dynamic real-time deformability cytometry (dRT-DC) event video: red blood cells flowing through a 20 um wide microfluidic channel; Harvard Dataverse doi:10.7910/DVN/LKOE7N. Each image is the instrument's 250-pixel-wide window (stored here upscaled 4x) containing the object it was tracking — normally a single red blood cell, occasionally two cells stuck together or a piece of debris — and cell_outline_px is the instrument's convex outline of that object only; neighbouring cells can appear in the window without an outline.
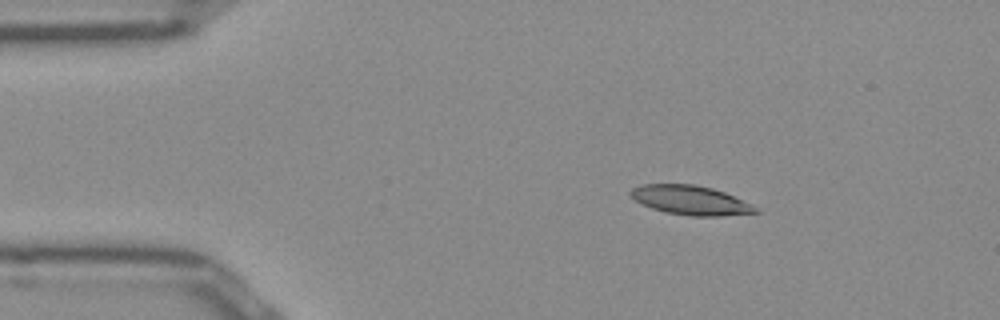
{"species": "Egyptian fruit bat (a non-hibernating species)", "species_latin": "Rousettus aegyptiacus", "temperature_condition": "room temperature", "stored_images_in_passage": 44, "camera_frame_rate_fps": 3000, "um_per_image_px": 0.085, "frame": {"image": 1, "passage_image": 1, "time_ms": 0.0, "image_size_px": [1000, 320], "cell_outline_px": [[760, 212], [720, 216], [692, 216], [668, 212], [652, 208], [640, 204], [628, 192], [632, 188], [644, 184], [696, 184], [712, 188], [724, 192], [752, 204]], "centroid_in_image_um": [58.69, 17.01], "position_along_channel_um": 26.3, "area_um2": 21.15}}
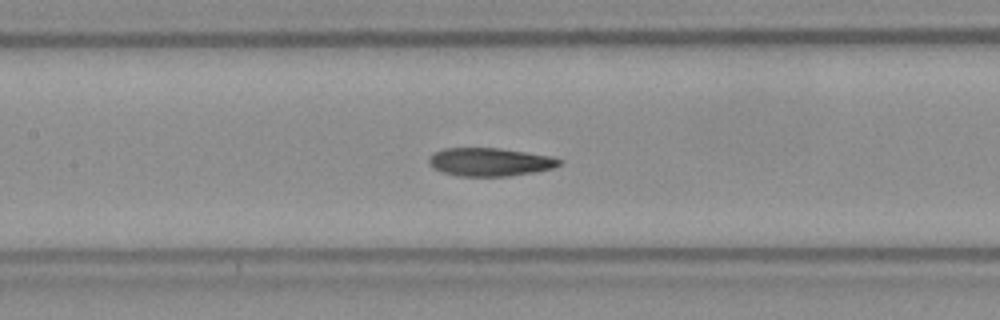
{"frame": {"image": 2, "passage_image": 16, "time_ms": 5.0, "image_size_px": [1000, 320], "cell_outline_px": [[564, 160], [560, 164], [552, 168], [532, 172], [508, 176], [460, 176], [444, 172], [432, 168], [428, 164], [428, 156], [444, 148], [500, 148], [552, 156]], "centroid_in_image_um": [41.63, 13.76], "position_along_channel_um": 165.8, "area_um2": 21.44}}
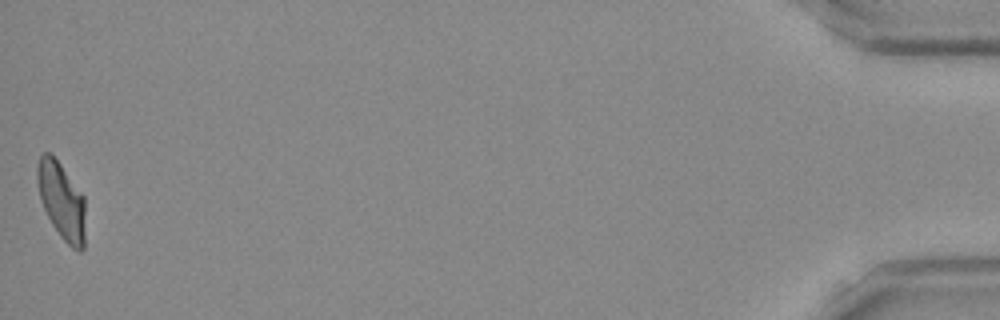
{"frame": {"image": 3, "passage_image": 44, "time_ms": 14.333, "image_size_px": [1000, 320], "cell_outline_px": [[84, 248], [80, 252], [72, 248], [60, 236], [52, 224], [44, 208], [40, 196], [36, 180], [36, 168], [40, 156], [44, 152], [52, 152], [84, 196]], "centroid_in_image_um": [5.22, 17.03], "position_along_channel_um": 430.0, "area_um2": 21.56}, "authors_computed_cell_mechanics": {"area_um2": 21.7617, "velocity_mm_per_s": 3.9254, "shape_relaxation_time_tau1_ms": null, "shape_relaxation_time_tau2_ms": 1.4303, "deformation_change_tau1": null, "deformation_change_tau2": 0.0856}}